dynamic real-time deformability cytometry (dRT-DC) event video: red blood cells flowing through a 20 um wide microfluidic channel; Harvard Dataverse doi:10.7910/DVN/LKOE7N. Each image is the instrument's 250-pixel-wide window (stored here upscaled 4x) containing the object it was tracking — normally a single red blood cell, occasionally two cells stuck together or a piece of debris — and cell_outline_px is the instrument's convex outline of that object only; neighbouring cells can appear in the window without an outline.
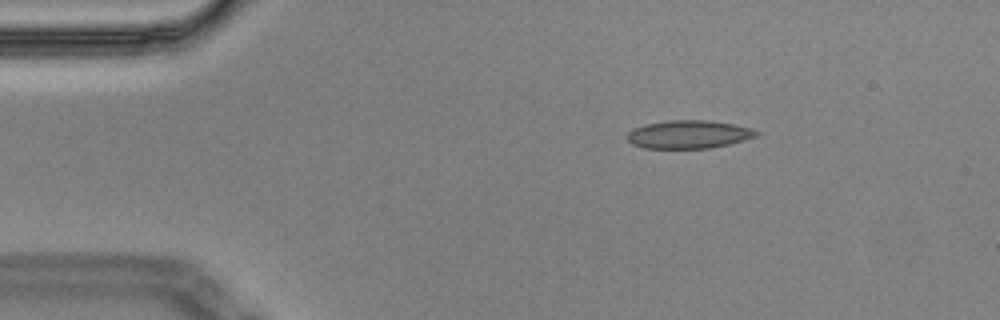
{"species": "Egyptian fruit bat (a non-hibernating species)", "species_latin": "Rousettus aegyptiacus", "temperature_condition": "cold", "stored_images_in_passage": 4, "camera_frame_rate_fps": 3000, "um_per_image_px": 0.085, "animal": {"sex": "male"}, "frame": {"image": 1, "passage_image": 2, "time_ms": 0.333, "image_size_px": [1000, 320], "cell_outline_px": [[760, 132], [756, 136], [744, 140], [728, 144], [708, 148], [644, 148], [632, 144], [628, 140], [628, 132], [632, 128], [644, 124], [668, 120], [708, 120], [732, 124], [748, 128]], "centroid_in_image_um": [58.49, 11.42], "position_along_channel_um": 26.5, "area_um2": 21.04}}